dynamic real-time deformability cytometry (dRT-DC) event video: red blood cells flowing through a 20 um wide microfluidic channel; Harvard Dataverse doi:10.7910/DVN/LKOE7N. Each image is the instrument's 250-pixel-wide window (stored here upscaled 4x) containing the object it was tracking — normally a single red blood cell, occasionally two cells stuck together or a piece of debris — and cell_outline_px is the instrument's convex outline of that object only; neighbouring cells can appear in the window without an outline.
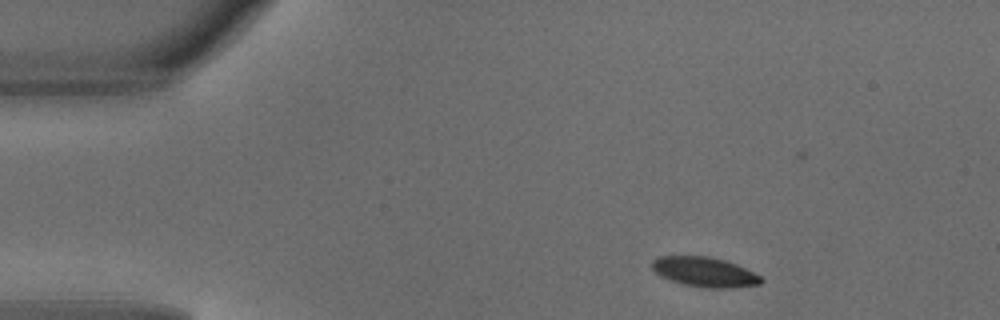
{"species": "common noctule bat (a hibernating species)", "species_latin": "Nyctalus noctula", "temperature_condition": "warm", "stored_images_in_passage": 2, "camera_frame_rate_fps": 3000, "um_per_image_px": 0.085, "animal": {"sex": "male", "body_mass_g": 18.8}, "frame": {"image": 1, "passage_image": 1, "time_ms": 0.0, "image_size_px": [1000, 320], "cell_outline_px": [[764, 280], [760, 284], [732, 288], [708, 288], [684, 284], [660, 276], [652, 268], [652, 260], [660, 256], [712, 256], [736, 264], [760, 276]], "centroid_in_image_um": [59.89, 23.11], "position_along_channel_um": 25.1, "area_um2": 18.79}}